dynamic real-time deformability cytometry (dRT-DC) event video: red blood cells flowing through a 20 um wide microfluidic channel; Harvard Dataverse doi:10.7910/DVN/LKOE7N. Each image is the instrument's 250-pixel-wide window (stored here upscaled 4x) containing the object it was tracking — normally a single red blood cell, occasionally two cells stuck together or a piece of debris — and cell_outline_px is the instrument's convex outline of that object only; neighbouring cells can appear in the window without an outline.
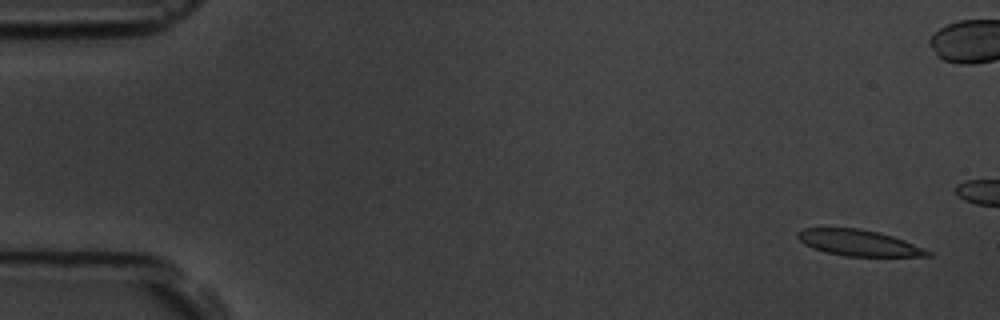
{"species": "common noctule bat (a hibernating species)", "species_latin": "Nyctalus noctula", "temperature_condition": "room temperature", "stored_images_in_passage": 4, "camera_frame_rate_fps": 3000, "um_per_image_px": 0.085, "animal": {"sex": "male", "body_mass_g": 19.5, "forearm_length_mm": 54.6}, "frame": {"image": 1, "passage_image": 1, "time_ms": 0.0, "image_size_px": [1000, 320], "cell_outline_px": [[932, 256], [844, 256], [824, 252], [812, 248], [804, 244], [796, 236], [796, 232], [804, 228], [860, 228], [880, 232], [904, 240], [932, 252]], "centroid_in_image_um": [72.95, 20.64], "position_along_channel_um": 12.0, "area_um2": 19.77}}